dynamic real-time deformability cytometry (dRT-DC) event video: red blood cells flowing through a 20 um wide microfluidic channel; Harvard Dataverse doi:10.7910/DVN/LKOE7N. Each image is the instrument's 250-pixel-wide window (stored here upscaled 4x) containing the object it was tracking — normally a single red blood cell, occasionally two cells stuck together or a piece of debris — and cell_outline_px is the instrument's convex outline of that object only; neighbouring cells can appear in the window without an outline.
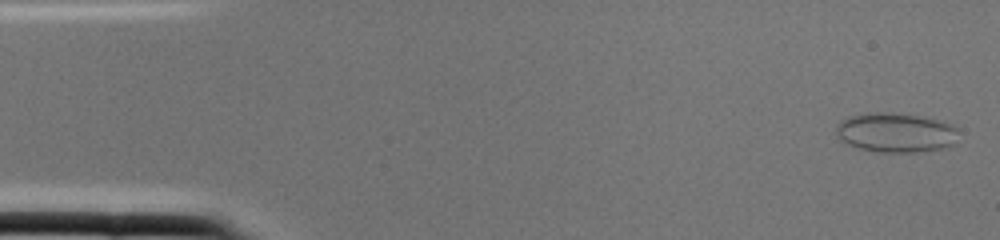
{"species": "common noctule bat (a hibernating species)", "species_latin": "Nyctalus noctula", "temperature_condition": "cold", "stored_images_in_passage": 2, "camera_frame_rate_fps": 3000, "um_per_image_px": 0.085, "animal": {"sex": "female", "body_mass_g": 22.0, "forearm_length_mm": 56.7}, "frame": {"image": 1, "passage_image": 1, "time_ms": 0.0, "image_size_px": [1000, 240], "cell_outline_px": [[956, 128], [952, 144], [944, 148], [916, 152], [876, 152], [844, 144], [840, 140], [836, 132], [836, 124], [840, 120], [848, 116], [876, 112], [884, 112], [916, 116], [936, 120], [952, 124]], "centroid_in_image_um": [76.04, 11.28], "position_along_channel_um": 9.0, "area_um2": 27.86}}
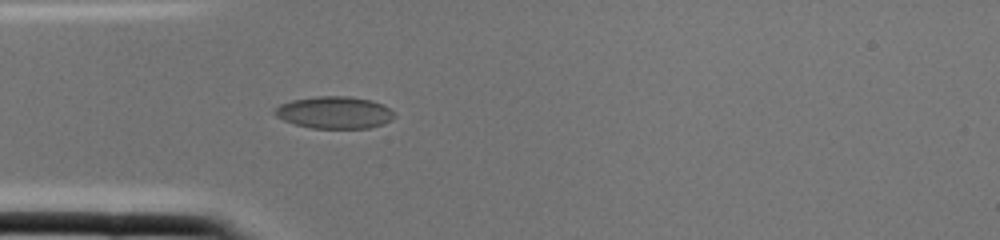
{"frame": {"image": 2, "passage_image": 2, "time_ms": 0.333, "image_size_px": [1000, 240], "cell_outline_px": [[396, 116], [392, 120], [384, 124], [368, 128], [312, 128], [296, 124], [284, 120], [276, 116], [272, 112], [280, 104], [292, 100], [316, 96], [348, 96], [368, 100], [384, 104]], "centroid_in_image_um": [28.43, 9.56], "position_along_channel_um": 56.6, "area_um2": 22.31}}